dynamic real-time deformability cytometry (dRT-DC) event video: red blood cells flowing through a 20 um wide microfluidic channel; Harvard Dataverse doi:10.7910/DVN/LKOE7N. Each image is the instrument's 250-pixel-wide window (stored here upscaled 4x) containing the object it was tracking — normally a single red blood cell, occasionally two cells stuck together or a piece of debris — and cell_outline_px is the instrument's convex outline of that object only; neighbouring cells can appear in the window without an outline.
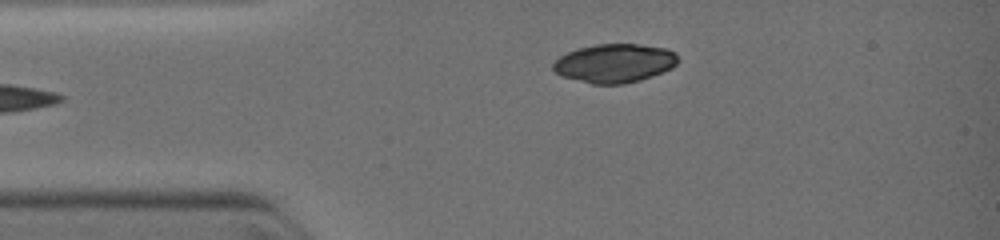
{"species": "common noctule bat (a hibernating species)", "species_latin": "Nyctalus noctula", "temperature_condition": "warm", "stored_images_in_passage": 3, "camera_frame_rate_fps": 3000, "um_per_image_px": 0.085, "animal": {"sex": "female", "body_mass_g": 19.0, "forearm_length_mm": 51.5}, "frame": {"image": 1, "passage_image": 3, "time_ms": 1.667, "image_size_px": [1000, 240], "cell_outline_px": [[676, 64], [672, 68], [652, 76], [640, 80], [624, 84], [592, 84], [560, 76], [552, 68], [552, 64], [560, 56], [568, 52], [580, 48], [596, 44], [640, 44], [664, 48], [676, 52]], "centroid_in_image_um": [52.22, 5.38], "position_along_channel_um": 32.8, "area_um2": 28.09}}